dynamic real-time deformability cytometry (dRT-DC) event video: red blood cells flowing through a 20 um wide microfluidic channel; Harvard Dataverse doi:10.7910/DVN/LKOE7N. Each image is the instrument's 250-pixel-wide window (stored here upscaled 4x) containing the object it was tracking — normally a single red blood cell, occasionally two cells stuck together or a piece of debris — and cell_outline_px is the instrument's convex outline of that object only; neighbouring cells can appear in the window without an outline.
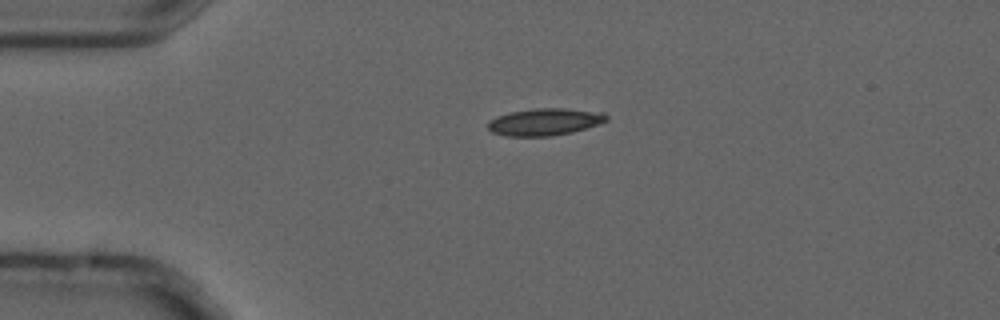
{"species": "common noctule bat (a hibernating species)", "species_latin": "Nyctalus noctula", "temperature_condition": "cold", "stored_images_in_passage": 2, "camera_frame_rate_fps": 3000, "um_per_image_px": 0.085, "animal": {"sex": "male", "forearm_length_mm": 52.5}, "frame": {"image": 1, "passage_image": 1, "time_ms": 0.0, "image_size_px": [1000, 320], "cell_outline_px": [[608, 120], [600, 124], [572, 132], [552, 136], [504, 136], [492, 132], [488, 128], [488, 120], [496, 116], [512, 112], [536, 108], [564, 108], [604, 112], [608, 116]], "centroid_in_image_um": [46.32, 10.36], "position_along_channel_um": 38.7, "area_um2": 18.84}}